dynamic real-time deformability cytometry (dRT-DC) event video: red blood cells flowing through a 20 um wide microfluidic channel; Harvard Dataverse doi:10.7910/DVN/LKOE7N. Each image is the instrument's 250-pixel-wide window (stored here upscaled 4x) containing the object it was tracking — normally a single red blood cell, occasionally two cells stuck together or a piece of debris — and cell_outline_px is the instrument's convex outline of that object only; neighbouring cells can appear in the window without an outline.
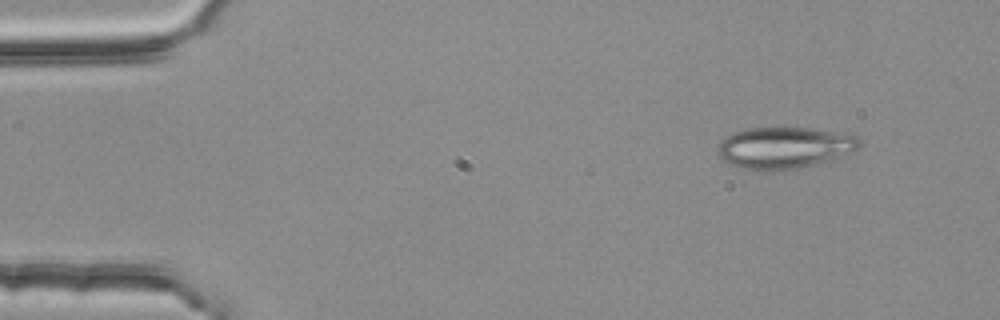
{"species": "common noctule bat (a hibernating species)", "species_latin": "Nyctalus noctula", "temperature_condition": "room temperature", "stored_images_in_passage": 4, "camera_frame_rate_fps": 3000, "um_per_image_px": 0.085, "animal": {"sex": "female", "body_mass_g": 25.1}, "frame": {"image": 1, "passage_image": 4, "time_ms": 1.0, "image_size_px": [1000, 320], "cell_outline_px": [[860, 144], [852, 152], [832, 160], [796, 168], [760, 172], [728, 164], [720, 160], [716, 152], [716, 148], [720, 140], [736, 132], [748, 128], [808, 128], [856, 136], [860, 140]], "centroid_in_image_um": [66.58, 12.58], "position_along_channel_um": 18.4, "area_um2": 34.28}}